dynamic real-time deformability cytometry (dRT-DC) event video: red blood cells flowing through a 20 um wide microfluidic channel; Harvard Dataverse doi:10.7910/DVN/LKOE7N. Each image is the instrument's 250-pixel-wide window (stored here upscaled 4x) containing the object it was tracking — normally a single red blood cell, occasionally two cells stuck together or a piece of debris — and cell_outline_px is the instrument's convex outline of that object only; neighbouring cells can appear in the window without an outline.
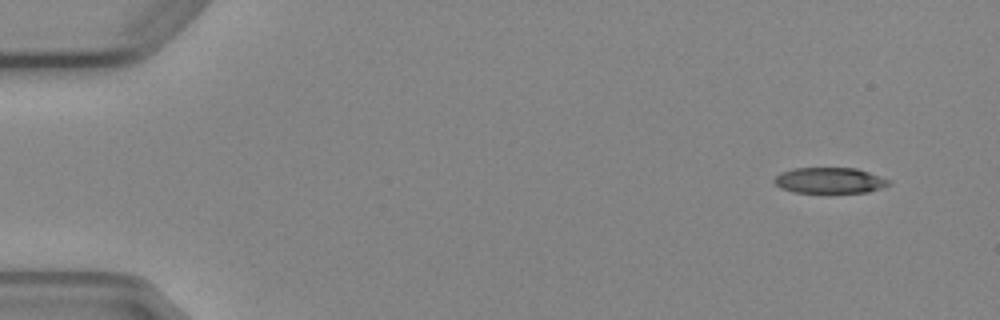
{"species": "Egyptian fruit bat (a non-hibernating species)", "species_latin": "Rousettus aegyptiacus", "temperature_condition": "cold", "stored_images_in_passage": 6, "camera_frame_rate_fps": 3000, "um_per_image_px": 0.085, "animal": {"sex": "female"}, "frame": {"image": 1, "passage_image": 1, "time_ms": 0.0, "image_size_px": [1000, 320], "cell_outline_px": [[892, 180], [888, 184], [880, 188], [868, 192], [792, 192], [780, 188], [772, 180], [780, 172], [792, 168], [856, 168]], "centroid_in_image_um": [70.48, 15.33], "position_along_channel_um": 14.5, "area_um2": 17.17}}
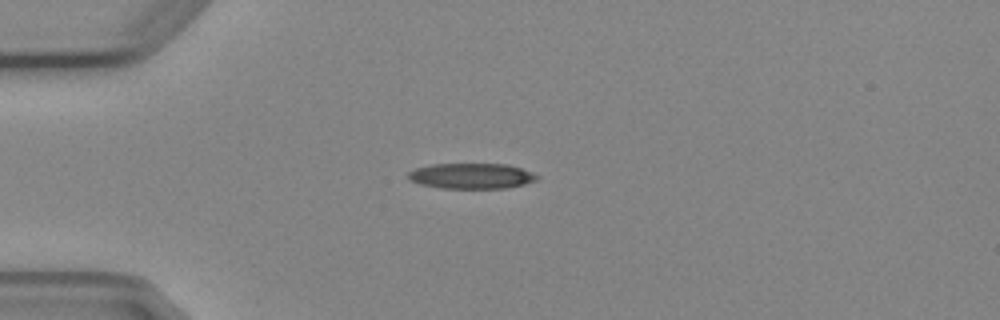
{"frame": {"image": 2, "passage_image": 3, "time_ms": 3.333, "image_size_px": [1000, 320], "cell_outline_px": [[540, 176], [536, 180], [524, 184], [504, 188], [440, 188], [420, 184], [408, 180], [408, 172], [416, 168], [432, 164], [508, 164], [532, 172]], "centroid_in_image_um": [40.06, 14.95], "position_along_channel_um": 44.9, "area_um2": 19.13}}